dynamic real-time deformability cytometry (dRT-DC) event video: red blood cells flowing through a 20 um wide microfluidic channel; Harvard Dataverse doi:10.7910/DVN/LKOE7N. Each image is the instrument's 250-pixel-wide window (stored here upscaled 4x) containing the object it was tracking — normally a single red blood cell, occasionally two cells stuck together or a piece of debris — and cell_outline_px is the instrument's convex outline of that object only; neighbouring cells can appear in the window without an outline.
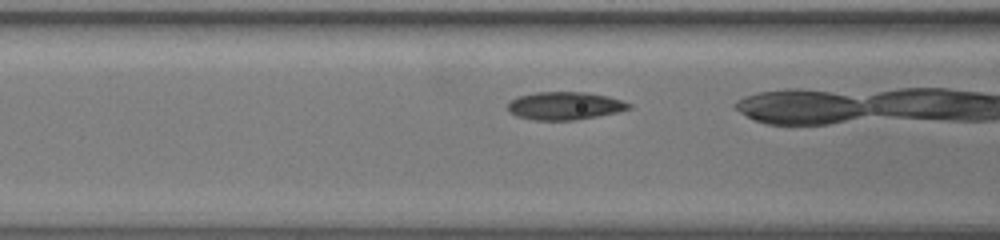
{"species": "common noctule bat (a hibernating species)", "species_latin": "Nyctalus noctula", "temperature_condition": "warm", "stored_images_in_passage": 17, "camera_frame_rate_fps": 3000, "um_per_image_px": 0.085, "animal": {"sex": "female", "body_mass_g": 19.5, "forearm_length_mm": 54.1}, "frame": {"image": 1, "passage_image": 3, "time_ms": 0.667, "image_size_px": [1000, 240], "cell_outline_px": [[624, 108], [584, 116], [528, 116], [516, 112], [512, 108], [512, 104], [516, 100], [528, 96], [596, 96], [612, 100], [624, 104]], "centroid_in_image_um": [47.97, 8.99], "position_along_channel_um": 118.6, "area_um2": 13.58}}
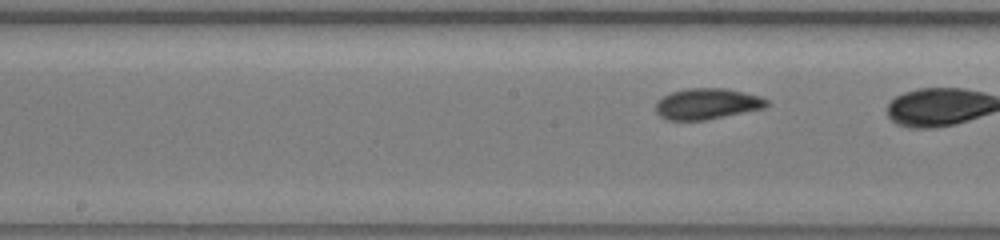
{"frame": {"image": 2, "passage_image": 9, "time_ms": 2.667, "image_size_px": [1000, 240], "cell_outline_px": [[764, 104], [748, 108], [712, 116], [668, 116], [660, 108], [660, 104], [664, 100], [672, 96], [684, 92], [732, 92], [748, 96], [760, 100]], "centroid_in_image_um": [60.07, 8.82], "position_along_channel_um": 188.1, "area_um2": 13.76}}
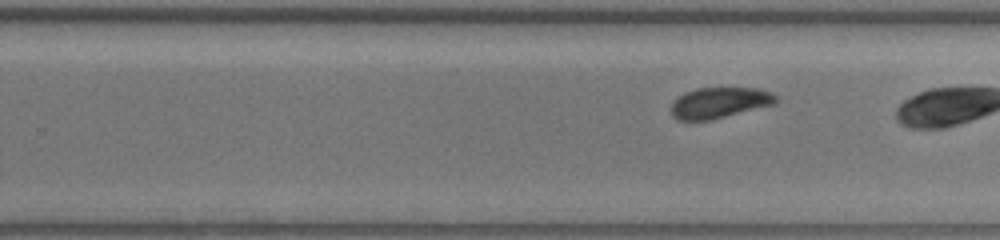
{"frame": {"image": 3, "passage_image": 16, "time_ms": 5.0, "image_size_px": [1000, 240], "cell_outline_px": [[772, 100], [728, 112], [712, 116], [680, 116], [676, 112], [676, 104], [684, 96], [692, 92], [720, 88], [732, 88], [760, 92], [768, 96]], "centroid_in_image_um": [61.04, 8.64], "position_along_channel_um": 268.8, "area_um2": 13.47}}